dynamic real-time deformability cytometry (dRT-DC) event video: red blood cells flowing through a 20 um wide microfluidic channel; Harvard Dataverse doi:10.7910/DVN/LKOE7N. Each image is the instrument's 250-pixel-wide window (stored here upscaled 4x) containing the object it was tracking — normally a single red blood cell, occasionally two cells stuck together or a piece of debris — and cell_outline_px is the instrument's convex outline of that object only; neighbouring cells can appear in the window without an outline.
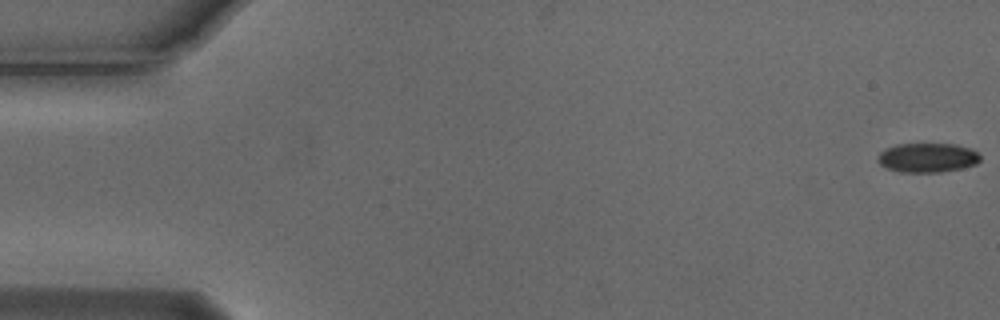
{"species": "Egyptian fruit bat (a non-hibernating species)", "species_latin": "Rousettus aegyptiacus", "temperature_condition": "cold", "stored_images_in_passage": 16, "camera_frame_rate_fps": 3000, "um_per_image_px": 0.085, "animal": {"sex": "male"}, "frame": {"image": 1, "passage_image": 1, "time_ms": 0.0, "image_size_px": [1000, 320], "cell_outline_px": [[980, 160], [976, 164], [960, 168], [940, 172], [900, 172], [888, 168], [880, 164], [876, 160], [880, 152], [896, 144], [956, 144], [972, 148], [980, 152]], "centroid_in_image_um": [78.87, 13.39], "position_along_channel_um": 6.1, "area_um2": 17.57}}
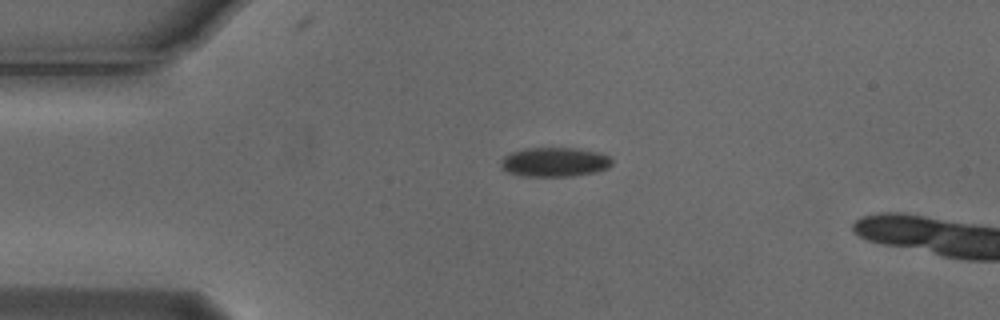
{"frame": {"image": 2, "passage_image": 13, "time_ms": 4.0, "image_size_px": [1000, 320], "cell_outline_px": [[612, 164], [608, 168], [596, 172], [572, 176], [520, 176], [508, 172], [500, 168], [500, 164], [504, 156], [512, 152], [528, 148], [576, 148], [596, 152], [608, 156], [612, 160]], "centroid_in_image_um": [47.12, 13.78], "position_along_channel_um": 37.9, "area_um2": 18.96}}